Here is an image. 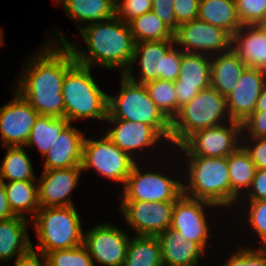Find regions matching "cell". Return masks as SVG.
Segmentation results:
<instances>
[{"instance_id":"obj_30","label":"cell","mask_w":266,"mask_h":266,"mask_svg":"<svg viewBox=\"0 0 266 266\" xmlns=\"http://www.w3.org/2000/svg\"><path fill=\"white\" fill-rule=\"evenodd\" d=\"M123 266H164L158 237L130 238Z\"/></svg>"},{"instance_id":"obj_41","label":"cell","mask_w":266,"mask_h":266,"mask_svg":"<svg viewBox=\"0 0 266 266\" xmlns=\"http://www.w3.org/2000/svg\"><path fill=\"white\" fill-rule=\"evenodd\" d=\"M200 0H173L178 25L198 19Z\"/></svg>"},{"instance_id":"obj_15","label":"cell","mask_w":266,"mask_h":266,"mask_svg":"<svg viewBox=\"0 0 266 266\" xmlns=\"http://www.w3.org/2000/svg\"><path fill=\"white\" fill-rule=\"evenodd\" d=\"M14 98L0 107V134L4 147L25 146L39 113L16 91Z\"/></svg>"},{"instance_id":"obj_46","label":"cell","mask_w":266,"mask_h":266,"mask_svg":"<svg viewBox=\"0 0 266 266\" xmlns=\"http://www.w3.org/2000/svg\"><path fill=\"white\" fill-rule=\"evenodd\" d=\"M14 216L6 197L3 181L0 180V221Z\"/></svg>"},{"instance_id":"obj_21","label":"cell","mask_w":266,"mask_h":266,"mask_svg":"<svg viewBox=\"0 0 266 266\" xmlns=\"http://www.w3.org/2000/svg\"><path fill=\"white\" fill-rule=\"evenodd\" d=\"M84 139L85 134L70 123L43 156V170L81 167Z\"/></svg>"},{"instance_id":"obj_42","label":"cell","mask_w":266,"mask_h":266,"mask_svg":"<svg viewBox=\"0 0 266 266\" xmlns=\"http://www.w3.org/2000/svg\"><path fill=\"white\" fill-rule=\"evenodd\" d=\"M152 11L173 32L177 30L179 25L176 22L173 0H152Z\"/></svg>"},{"instance_id":"obj_50","label":"cell","mask_w":266,"mask_h":266,"mask_svg":"<svg viewBox=\"0 0 266 266\" xmlns=\"http://www.w3.org/2000/svg\"><path fill=\"white\" fill-rule=\"evenodd\" d=\"M121 0H112V2L116 5L117 3H119Z\"/></svg>"},{"instance_id":"obj_32","label":"cell","mask_w":266,"mask_h":266,"mask_svg":"<svg viewBox=\"0 0 266 266\" xmlns=\"http://www.w3.org/2000/svg\"><path fill=\"white\" fill-rule=\"evenodd\" d=\"M7 153L0 165V180L37 181L32 164L23 146L5 147Z\"/></svg>"},{"instance_id":"obj_2","label":"cell","mask_w":266,"mask_h":266,"mask_svg":"<svg viewBox=\"0 0 266 266\" xmlns=\"http://www.w3.org/2000/svg\"><path fill=\"white\" fill-rule=\"evenodd\" d=\"M83 40L88 45L86 52L80 51L77 45L68 42L58 31L59 44H67L74 54L76 63L93 67L99 65L108 69L121 68L125 74L131 67L135 41L130 27L117 16L112 19L91 23L82 27L77 25Z\"/></svg>"},{"instance_id":"obj_39","label":"cell","mask_w":266,"mask_h":266,"mask_svg":"<svg viewBox=\"0 0 266 266\" xmlns=\"http://www.w3.org/2000/svg\"><path fill=\"white\" fill-rule=\"evenodd\" d=\"M248 222L266 247V200L249 201Z\"/></svg>"},{"instance_id":"obj_1","label":"cell","mask_w":266,"mask_h":266,"mask_svg":"<svg viewBox=\"0 0 266 266\" xmlns=\"http://www.w3.org/2000/svg\"><path fill=\"white\" fill-rule=\"evenodd\" d=\"M49 40L52 44L43 45L45 49L42 48L38 55L34 53L31 63H28V61L25 63L27 68H24V73L22 72L24 78L21 76L20 81L17 80L19 86H16L15 91L39 115L64 117L63 81L66 72L76 61L67 44L61 45L58 42L51 41V39Z\"/></svg>"},{"instance_id":"obj_13","label":"cell","mask_w":266,"mask_h":266,"mask_svg":"<svg viewBox=\"0 0 266 266\" xmlns=\"http://www.w3.org/2000/svg\"><path fill=\"white\" fill-rule=\"evenodd\" d=\"M121 212L138 236H158L172 224L175 202L121 201Z\"/></svg>"},{"instance_id":"obj_45","label":"cell","mask_w":266,"mask_h":266,"mask_svg":"<svg viewBox=\"0 0 266 266\" xmlns=\"http://www.w3.org/2000/svg\"><path fill=\"white\" fill-rule=\"evenodd\" d=\"M39 255L42 257L41 259L38 257V254L32 246L27 252L15 259L14 266H47L45 255L42 253Z\"/></svg>"},{"instance_id":"obj_27","label":"cell","mask_w":266,"mask_h":266,"mask_svg":"<svg viewBox=\"0 0 266 266\" xmlns=\"http://www.w3.org/2000/svg\"><path fill=\"white\" fill-rule=\"evenodd\" d=\"M61 3L70 19L96 23L116 16V5L112 0H54Z\"/></svg>"},{"instance_id":"obj_47","label":"cell","mask_w":266,"mask_h":266,"mask_svg":"<svg viewBox=\"0 0 266 266\" xmlns=\"http://www.w3.org/2000/svg\"><path fill=\"white\" fill-rule=\"evenodd\" d=\"M254 111H266V86L258 97Z\"/></svg>"},{"instance_id":"obj_22","label":"cell","mask_w":266,"mask_h":266,"mask_svg":"<svg viewBox=\"0 0 266 266\" xmlns=\"http://www.w3.org/2000/svg\"><path fill=\"white\" fill-rule=\"evenodd\" d=\"M231 49L247 67L266 71V33L257 24L242 25L231 36Z\"/></svg>"},{"instance_id":"obj_12","label":"cell","mask_w":266,"mask_h":266,"mask_svg":"<svg viewBox=\"0 0 266 266\" xmlns=\"http://www.w3.org/2000/svg\"><path fill=\"white\" fill-rule=\"evenodd\" d=\"M174 42L183 52L208 56L231 49V35L227 31L200 19L180 24L174 32Z\"/></svg>"},{"instance_id":"obj_31","label":"cell","mask_w":266,"mask_h":266,"mask_svg":"<svg viewBox=\"0 0 266 266\" xmlns=\"http://www.w3.org/2000/svg\"><path fill=\"white\" fill-rule=\"evenodd\" d=\"M70 124L64 117H51L39 115L31 129L29 139L25 146L38 147L42 156L51 147L55 139Z\"/></svg>"},{"instance_id":"obj_33","label":"cell","mask_w":266,"mask_h":266,"mask_svg":"<svg viewBox=\"0 0 266 266\" xmlns=\"http://www.w3.org/2000/svg\"><path fill=\"white\" fill-rule=\"evenodd\" d=\"M128 25L135 43L174 40V32L153 11L131 20Z\"/></svg>"},{"instance_id":"obj_48","label":"cell","mask_w":266,"mask_h":266,"mask_svg":"<svg viewBox=\"0 0 266 266\" xmlns=\"http://www.w3.org/2000/svg\"><path fill=\"white\" fill-rule=\"evenodd\" d=\"M265 33H266V16L264 17V19L257 24Z\"/></svg>"},{"instance_id":"obj_3","label":"cell","mask_w":266,"mask_h":266,"mask_svg":"<svg viewBox=\"0 0 266 266\" xmlns=\"http://www.w3.org/2000/svg\"><path fill=\"white\" fill-rule=\"evenodd\" d=\"M64 118L70 123L82 118L106 120L108 94L91 75V67L75 63L65 74L62 86Z\"/></svg>"},{"instance_id":"obj_4","label":"cell","mask_w":266,"mask_h":266,"mask_svg":"<svg viewBox=\"0 0 266 266\" xmlns=\"http://www.w3.org/2000/svg\"><path fill=\"white\" fill-rule=\"evenodd\" d=\"M121 76L119 94L108 95L106 119H123L150 125L164 140L170 141L171 122L151 100L145 85L130 80L125 74Z\"/></svg>"},{"instance_id":"obj_49","label":"cell","mask_w":266,"mask_h":266,"mask_svg":"<svg viewBox=\"0 0 266 266\" xmlns=\"http://www.w3.org/2000/svg\"><path fill=\"white\" fill-rule=\"evenodd\" d=\"M1 31H2V29L0 28V46L3 45L2 43H3V41H4V40H3V36H4V35H3V33H2Z\"/></svg>"},{"instance_id":"obj_18","label":"cell","mask_w":266,"mask_h":266,"mask_svg":"<svg viewBox=\"0 0 266 266\" xmlns=\"http://www.w3.org/2000/svg\"><path fill=\"white\" fill-rule=\"evenodd\" d=\"M82 167L43 170L38 182L40 208L74 206L69 197L77 187Z\"/></svg>"},{"instance_id":"obj_43","label":"cell","mask_w":266,"mask_h":266,"mask_svg":"<svg viewBox=\"0 0 266 266\" xmlns=\"http://www.w3.org/2000/svg\"><path fill=\"white\" fill-rule=\"evenodd\" d=\"M254 139V140H253ZM249 146L243 145L257 169H266V138H252Z\"/></svg>"},{"instance_id":"obj_16","label":"cell","mask_w":266,"mask_h":266,"mask_svg":"<svg viewBox=\"0 0 266 266\" xmlns=\"http://www.w3.org/2000/svg\"><path fill=\"white\" fill-rule=\"evenodd\" d=\"M215 207L216 205L181 195L176 201L173 209L171 229L179 232L185 240L198 243L204 250L208 243L209 224L207 222L204 207Z\"/></svg>"},{"instance_id":"obj_36","label":"cell","mask_w":266,"mask_h":266,"mask_svg":"<svg viewBox=\"0 0 266 266\" xmlns=\"http://www.w3.org/2000/svg\"><path fill=\"white\" fill-rule=\"evenodd\" d=\"M241 25L259 24L266 16V0H234Z\"/></svg>"},{"instance_id":"obj_6","label":"cell","mask_w":266,"mask_h":266,"mask_svg":"<svg viewBox=\"0 0 266 266\" xmlns=\"http://www.w3.org/2000/svg\"><path fill=\"white\" fill-rule=\"evenodd\" d=\"M223 120H231L227 112L226 98L212 87L203 89L182 106L171 121L170 142L180 146L191 134L225 124L221 122Z\"/></svg>"},{"instance_id":"obj_9","label":"cell","mask_w":266,"mask_h":266,"mask_svg":"<svg viewBox=\"0 0 266 266\" xmlns=\"http://www.w3.org/2000/svg\"><path fill=\"white\" fill-rule=\"evenodd\" d=\"M135 163L136 160L119 149L106 135L99 140L84 139L83 171L93 168L108 180L122 182L124 186Z\"/></svg>"},{"instance_id":"obj_7","label":"cell","mask_w":266,"mask_h":266,"mask_svg":"<svg viewBox=\"0 0 266 266\" xmlns=\"http://www.w3.org/2000/svg\"><path fill=\"white\" fill-rule=\"evenodd\" d=\"M38 238V250H54L83 245L84 233L75 206L40 208L31 220Z\"/></svg>"},{"instance_id":"obj_14","label":"cell","mask_w":266,"mask_h":266,"mask_svg":"<svg viewBox=\"0 0 266 266\" xmlns=\"http://www.w3.org/2000/svg\"><path fill=\"white\" fill-rule=\"evenodd\" d=\"M83 245L90 257L105 266H123L130 237L109 223L99 224L84 233Z\"/></svg>"},{"instance_id":"obj_24","label":"cell","mask_w":266,"mask_h":266,"mask_svg":"<svg viewBox=\"0 0 266 266\" xmlns=\"http://www.w3.org/2000/svg\"><path fill=\"white\" fill-rule=\"evenodd\" d=\"M211 57L210 87L226 98L236 87L247 66L232 49Z\"/></svg>"},{"instance_id":"obj_44","label":"cell","mask_w":266,"mask_h":266,"mask_svg":"<svg viewBox=\"0 0 266 266\" xmlns=\"http://www.w3.org/2000/svg\"><path fill=\"white\" fill-rule=\"evenodd\" d=\"M248 195L249 201L266 200V169L256 170Z\"/></svg>"},{"instance_id":"obj_8","label":"cell","mask_w":266,"mask_h":266,"mask_svg":"<svg viewBox=\"0 0 266 266\" xmlns=\"http://www.w3.org/2000/svg\"><path fill=\"white\" fill-rule=\"evenodd\" d=\"M174 47V40L135 43L131 65L139 62L141 78L139 80L134 78L132 66L125 75L130 80L141 84L158 79L175 82L180 72L182 48L177 50Z\"/></svg>"},{"instance_id":"obj_23","label":"cell","mask_w":266,"mask_h":266,"mask_svg":"<svg viewBox=\"0 0 266 266\" xmlns=\"http://www.w3.org/2000/svg\"><path fill=\"white\" fill-rule=\"evenodd\" d=\"M164 266H197L205 250L196 242L185 240L169 228L158 236Z\"/></svg>"},{"instance_id":"obj_10","label":"cell","mask_w":266,"mask_h":266,"mask_svg":"<svg viewBox=\"0 0 266 266\" xmlns=\"http://www.w3.org/2000/svg\"><path fill=\"white\" fill-rule=\"evenodd\" d=\"M121 188V201L175 202L183 194L182 181L151 171L142 173L136 163Z\"/></svg>"},{"instance_id":"obj_29","label":"cell","mask_w":266,"mask_h":266,"mask_svg":"<svg viewBox=\"0 0 266 266\" xmlns=\"http://www.w3.org/2000/svg\"><path fill=\"white\" fill-rule=\"evenodd\" d=\"M35 183L36 181L3 182L10 209L15 216L26 219L27 213H33V219L40 209L38 186Z\"/></svg>"},{"instance_id":"obj_28","label":"cell","mask_w":266,"mask_h":266,"mask_svg":"<svg viewBox=\"0 0 266 266\" xmlns=\"http://www.w3.org/2000/svg\"><path fill=\"white\" fill-rule=\"evenodd\" d=\"M198 19L224 29L231 36L242 26L234 0H200Z\"/></svg>"},{"instance_id":"obj_11","label":"cell","mask_w":266,"mask_h":266,"mask_svg":"<svg viewBox=\"0 0 266 266\" xmlns=\"http://www.w3.org/2000/svg\"><path fill=\"white\" fill-rule=\"evenodd\" d=\"M226 123L191 134L178 148L187 156L228 157L241 145L238 138L242 139L239 137L242 123L234 120Z\"/></svg>"},{"instance_id":"obj_25","label":"cell","mask_w":266,"mask_h":266,"mask_svg":"<svg viewBox=\"0 0 266 266\" xmlns=\"http://www.w3.org/2000/svg\"><path fill=\"white\" fill-rule=\"evenodd\" d=\"M27 219L14 216L0 221V261L17 258L32 246L28 235Z\"/></svg>"},{"instance_id":"obj_37","label":"cell","mask_w":266,"mask_h":266,"mask_svg":"<svg viewBox=\"0 0 266 266\" xmlns=\"http://www.w3.org/2000/svg\"><path fill=\"white\" fill-rule=\"evenodd\" d=\"M223 266H266V247L243 248L234 252Z\"/></svg>"},{"instance_id":"obj_5","label":"cell","mask_w":266,"mask_h":266,"mask_svg":"<svg viewBox=\"0 0 266 266\" xmlns=\"http://www.w3.org/2000/svg\"><path fill=\"white\" fill-rule=\"evenodd\" d=\"M188 183L183 195L210 202L216 207H230V176L227 157L186 156Z\"/></svg>"},{"instance_id":"obj_35","label":"cell","mask_w":266,"mask_h":266,"mask_svg":"<svg viewBox=\"0 0 266 266\" xmlns=\"http://www.w3.org/2000/svg\"><path fill=\"white\" fill-rule=\"evenodd\" d=\"M45 257L47 266H96L84 245L47 252Z\"/></svg>"},{"instance_id":"obj_40","label":"cell","mask_w":266,"mask_h":266,"mask_svg":"<svg viewBox=\"0 0 266 266\" xmlns=\"http://www.w3.org/2000/svg\"><path fill=\"white\" fill-rule=\"evenodd\" d=\"M245 131L251 138H266V111H254L245 119L242 122L241 137L245 134Z\"/></svg>"},{"instance_id":"obj_19","label":"cell","mask_w":266,"mask_h":266,"mask_svg":"<svg viewBox=\"0 0 266 266\" xmlns=\"http://www.w3.org/2000/svg\"><path fill=\"white\" fill-rule=\"evenodd\" d=\"M266 86V71L247 67L234 90L226 97L231 120L242 123L255 110L258 97Z\"/></svg>"},{"instance_id":"obj_26","label":"cell","mask_w":266,"mask_h":266,"mask_svg":"<svg viewBox=\"0 0 266 266\" xmlns=\"http://www.w3.org/2000/svg\"><path fill=\"white\" fill-rule=\"evenodd\" d=\"M230 176V205L238 201L242 189L249 191L257 170L249 153L240 145L227 157Z\"/></svg>"},{"instance_id":"obj_17","label":"cell","mask_w":266,"mask_h":266,"mask_svg":"<svg viewBox=\"0 0 266 266\" xmlns=\"http://www.w3.org/2000/svg\"><path fill=\"white\" fill-rule=\"evenodd\" d=\"M211 56L182 51L178 79L175 81L177 114L182 106L189 103L201 90L210 87Z\"/></svg>"},{"instance_id":"obj_20","label":"cell","mask_w":266,"mask_h":266,"mask_svg":"<svg viewBox=\"0 0 266 266\" xmlns=\"http://www.w3.org/2000/svg\"><path fill=\"white\" fill-rule=\"evenodd\" d=\"M115 124L105 134L119 149L127 153L134 160L132 151L154 146L163 136L152 126L123 119H106Z\"/></svg>"},{"instance_id":"obj_34","label":"cell","mask_w":266,"mask_h":266,"mask_svg":"<svg viewBox=\"0 0 266 266\" xmlns=\"http://www.w3.org/2000/svg\"><path fill=\"white\" fill-rule=\"evenodd\" d=\"M151 100L171 122L177 115V98L175 82L153 80L144 84Z\"/></svg>"},{"instance_id":"obj_38","label":"cell","mask_w":266,"mask_h":266,"mask_svg":"<svg viewBox=\"0 0 266 266\" xmlns=\"http://www.w3.org/2000/svg\"><path fill=\"white\" fill-rule=\"evenodd\" d=\"M152 11V0H121L116 4V16L125 23Z\"/></svg>"}]
</instances>
